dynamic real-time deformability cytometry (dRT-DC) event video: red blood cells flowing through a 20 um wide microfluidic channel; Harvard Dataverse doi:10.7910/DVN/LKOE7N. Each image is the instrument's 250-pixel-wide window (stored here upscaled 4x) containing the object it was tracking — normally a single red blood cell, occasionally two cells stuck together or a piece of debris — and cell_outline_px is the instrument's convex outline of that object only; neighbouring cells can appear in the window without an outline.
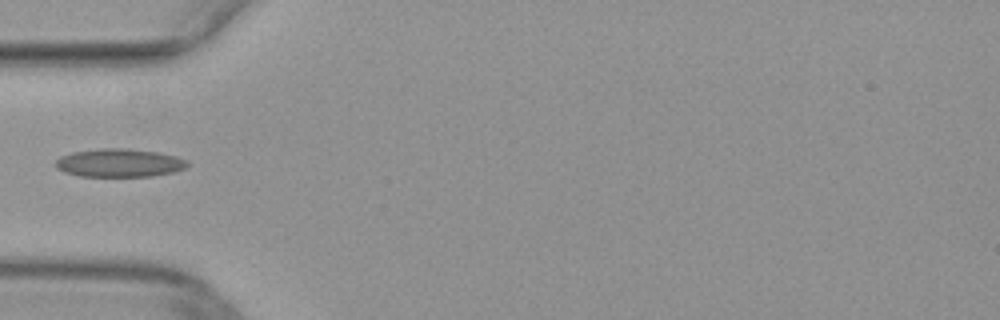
{"species": "common noctule bat (a hibernating species)", "species_latin": "Nyctalus noctula", "temperature_condition": "warm", "stored_images_in_passage": 34, "camera_frame_rate_fps": 3000, "um_per_image_px": 0.085, "animal": {"sex": "female", "body_mass_g": 29.2, "forearm_length_mm": 56.3}, "frame": {"image": 1, "passage_image": 1, "time_ms": 0.0, "image_size_px": [1000, 320], "cell_outline_px": [[188, 164], [184, 168], [172, 172], [152, 176], [80, 176], [64, 172], [56, 168], [56, 160], [60, 156], [72, 152], [100, 148], [124, 148], [156, 152], [176, 156], [188, 160]], "centroid_in_image_um": [10.12, 13.84], "position_along_channel_um": 74.9, "area_um2": 21.62}}
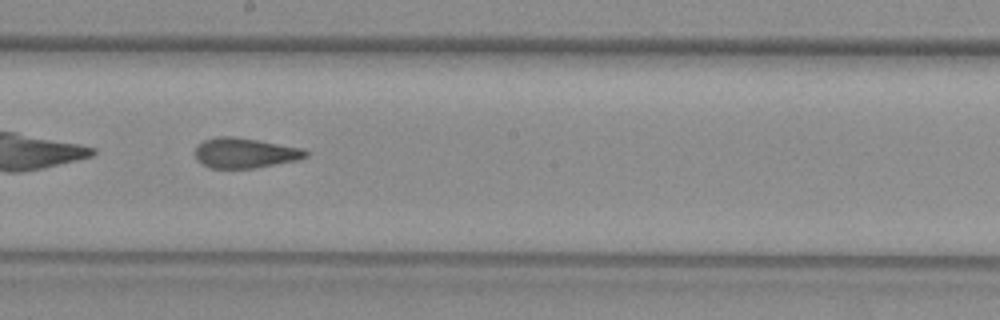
{"frame": {"image": 2, "passage_image": 12, "time_ms": 3.667, "image_size_px": [1000, 320], "cell_outline_px": [[308, 156], [296, 160], [256, 168], [212, 168], [200, 164], [196, 160], [196, 148], [204, 140], [216, 136], [232, 136], [256, 140], [300, 148], [308, 152]], "centroid_in_image_um": [20.77, 13.01], "position_along_channel_um": 227.4, "area_um2": 19.19}}
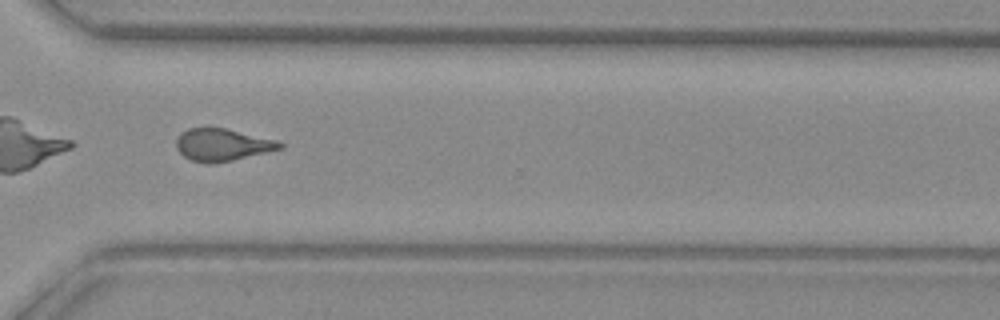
{"frame": {"image": 3, "passage_image": 21, "time_ms": 6.667, "image_size_px": [1000, 320], "cell_outline_px": [[284, 148], [232, 160], [212, 164], [208, 164], [192, 160], [184, 156], [176, 148], [176, 140], [180, 132], [188, 128], [208, 124], [276, 140], [284, 144]], "centroid_in_image_um": [18.84, 12.26], "position_along_channel_um": 351.8, "area_um2": 19.94}}